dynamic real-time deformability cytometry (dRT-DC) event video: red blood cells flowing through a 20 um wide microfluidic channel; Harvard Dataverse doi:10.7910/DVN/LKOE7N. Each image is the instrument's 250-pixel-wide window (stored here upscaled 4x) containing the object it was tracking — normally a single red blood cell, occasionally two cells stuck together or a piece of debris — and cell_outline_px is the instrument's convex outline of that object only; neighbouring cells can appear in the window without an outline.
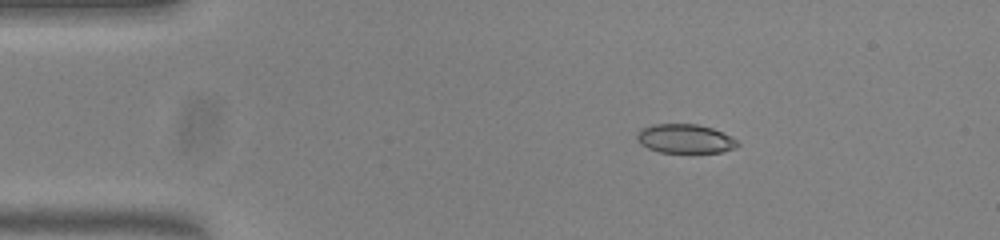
{"species": "common noctule bat (a hibernating species)", "species_latin": "Nyctalus noctula", "temperature_condition": "warm", "stored_images_in_passage": 53, "camera_frame_rate_fps": 3000, "um_per_image_px": 0.085, "animal": {"sex": "female", "body_mass_g": 23.0, "forearm_length_mm": 53.4}, "frame": {"image": 1, "passage_image": 9, "time_ms": 2.667, "image_size_px": [1000, 240], "cell_outline_px": [[740, 144], [736, 148], [720, 152], [660, 152], [648, 148], [640, 144], [636, 136], [640, 128], [652, 124], [696, 124], [712, 128], [732, 136]], "centroid_in_image_um": [58.23, 11.78], "position_along_channel_um": 26.8, "area_um2": 17.05}}
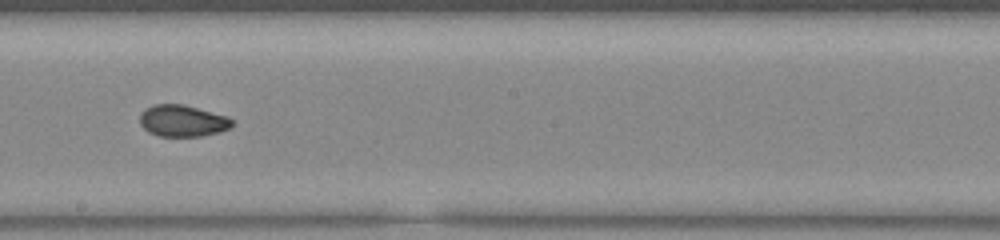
{"frame": {"image": 2, "passage_image": 30, "time_ms": 9.667, "image_size_px": [1000, 240], "cell_outline_px": [[232, 124], [228, 128], [220, 132], [200, 136], [160, 136], [148, 132], [140, 124], [140, 112], [144, 108], [156, 104], [184, 104], [228, 116], [232, 120]], "centroid_in_image_um": [15.49, 10.26], "position_along_channel_um": 232.7, "area_um2": 17.05}}
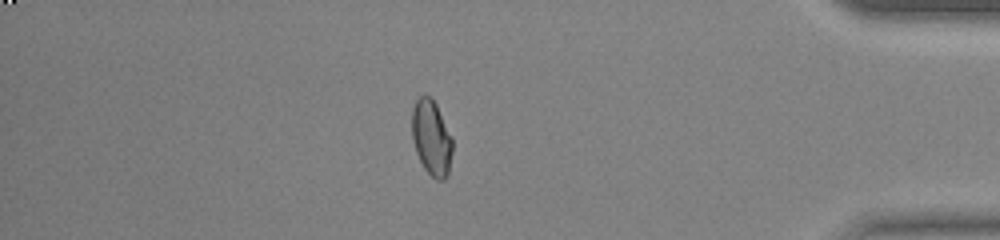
{"frame": {"image": 3, "passage_image": 46, "time_ms": 15.0, "image_size_px": [1000, 240], "cell_outline_px": [[452, 152], [448, 172], [444, 180], [436, 180], [424, 168], [416, 152], [412, 140], [412, 108], [416, 100], [424, 92], [432, 96], [452, 136]], "centroid_in_image_um": [36.67, 11.66], "position_along_channel_um": 398.5, "area_um2": 17.98}, "authors_computed_cell_mechanics": {"area_um2": 17.8024, "velocity_mm_per_s": 3.8296, "shape_relaxation_time_tau1_ms": null, "shape_relaxation_time_tau2_ms": 1.6359, "deformation_change_tau1": null, "deformation_change_tau2": 0.0499}}